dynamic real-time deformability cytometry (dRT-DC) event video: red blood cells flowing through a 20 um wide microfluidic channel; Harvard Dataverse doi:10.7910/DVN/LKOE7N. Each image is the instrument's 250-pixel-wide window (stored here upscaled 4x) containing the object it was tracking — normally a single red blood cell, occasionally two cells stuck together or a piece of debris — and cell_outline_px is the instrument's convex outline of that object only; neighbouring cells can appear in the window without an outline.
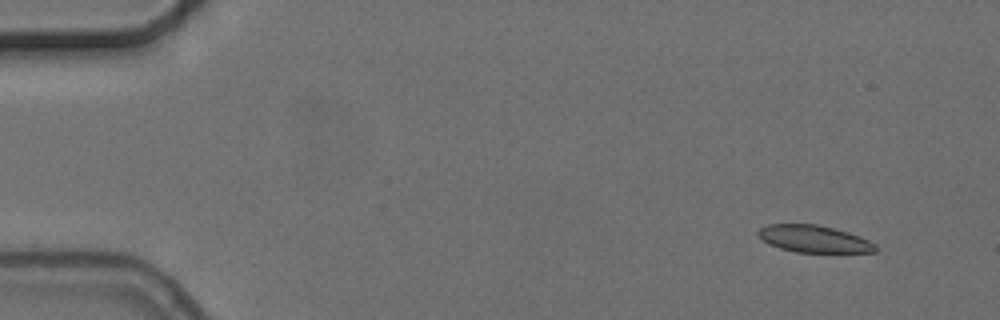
{"species": "common noctule bat (a hibernating species)", "species_latin": "Nyctalus noctula", "temperature_condition": "cold", "stored_images_in_passage": 5, "camera_frame_rate_fps": 3000, "um_per_image_px": 0.085, "animal": {"sex": "female", "body_mass_g": 24.6, "forearm_length_mm": 56.2}, "frame": {"image": 1, "passage_image": 1, "time_ms": 0.0, "image_size_px": [1000, 320], "cell_outline_px": [[880, 248], [876, 252], [796, 252], [780, 248], [764, 240], [756, 232], [760, 228], [768, 224], [816, 224], [848, 232], [860, 236], [876, 244]], "centroid_in_image_um": [69.24, 20.31], "position_along_channel_um": 15.8, "area_um2": 18.38}}
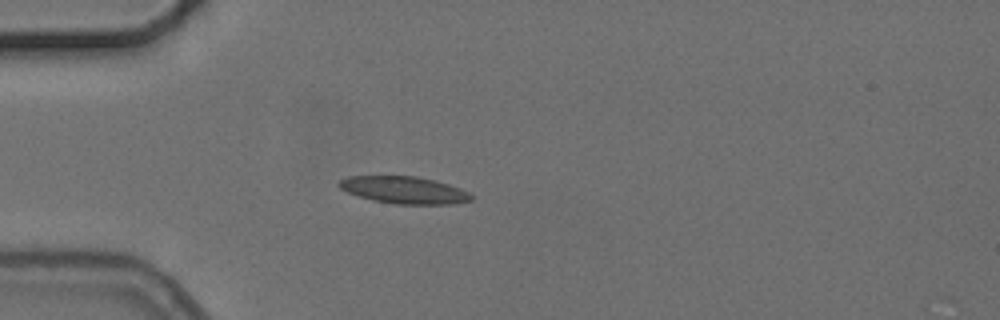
{"frame": {"image": 2, "passage_image": 4, "time_ms": 3.667, "image_size_px": [1000, 320], "cell_outline_px": [[472, 200], [452, 204], [396, 204], [372, 200], [348, 192], [340, 188], [336, 184], [340, 180], [348, 176], [416, 176], [436, 180], [460, 188], [468, 192], [472, 196]], "centroid_in_image_um": [34.35, 16.15], "position_along_channel_um": 50.7, "area_um2": 20.87}}